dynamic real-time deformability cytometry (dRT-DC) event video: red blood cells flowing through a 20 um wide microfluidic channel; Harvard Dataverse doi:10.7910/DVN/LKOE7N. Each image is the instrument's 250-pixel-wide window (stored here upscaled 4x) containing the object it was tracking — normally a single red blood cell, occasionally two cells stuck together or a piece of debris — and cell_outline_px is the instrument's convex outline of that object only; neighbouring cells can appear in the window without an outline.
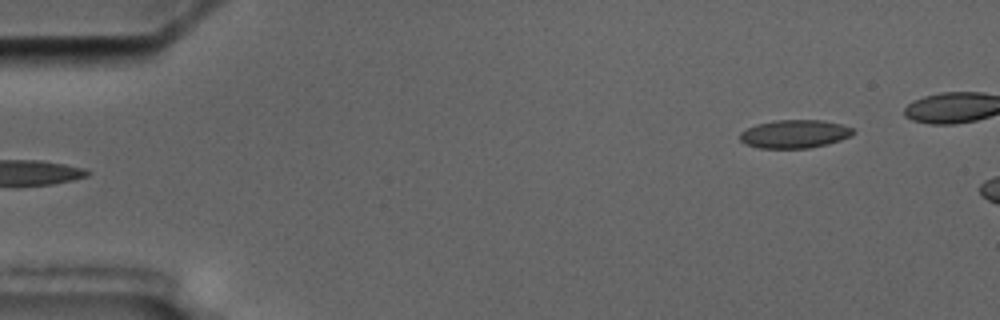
{"species": "common noctule bat (a hibernating species)", "species_latin": "Nyctalus noctula", "temperature_condition": "cold", "stored_images_in_passage": 6, "camera_frame_rate_fps": 3000, "um_per_image_px": 0.085, "animal": {"sex": "male", "body_mass_g": 17.5, "forearm_length_mm": 52.3}, "frame": {"image": 1, "passage_image": 6, "time_ms": 7.333, "image_size_px": [1000, 320], "cell_outline_px": [[856, 132], [852, 136], [828, 144], [808, 148], [760, 148], [744, 144], [740, 140], [740, 132], [756, 124], [772, 120], [824, 120], [840, 124], [852, 128]], "centroid_in_image_um": [67.54, 11.38], "position_along_channel_um": 17.5, "area_um2": 18.79}}